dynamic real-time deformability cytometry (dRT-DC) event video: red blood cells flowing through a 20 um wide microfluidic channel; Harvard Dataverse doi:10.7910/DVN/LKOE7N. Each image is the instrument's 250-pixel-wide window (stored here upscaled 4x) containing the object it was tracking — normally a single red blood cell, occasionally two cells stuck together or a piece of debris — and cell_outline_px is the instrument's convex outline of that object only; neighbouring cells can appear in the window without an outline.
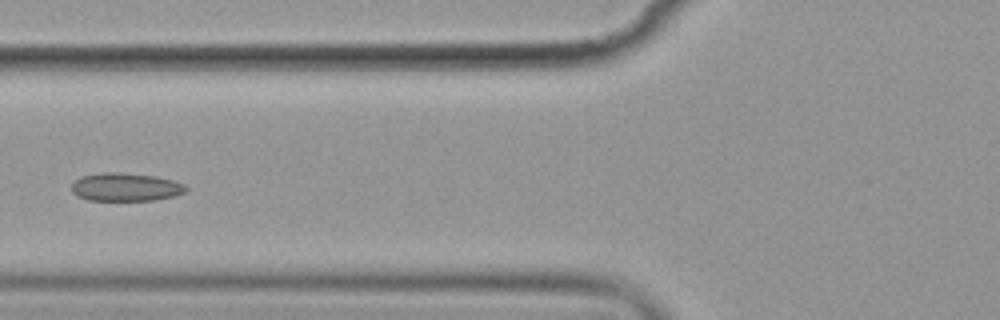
{"species": "common noctule bat (a hibernating species)", "species_latin": "Nyctalus noctula", "temperature_condition": "cold", "stored_images_in_passage": 10, "camera_frame_rate_fps": 3000, "um_per_image_px": 0.085, "animal": {"sex": "female", "body_mass_g": 19.9}, "frame": {"image": 1, "passage_image": 6, "time_ms": 6.667, "image_size_px": [1000, 320], "cell_outline_px": [[188, 192], [176, 196], [152, 200], [88, 200], [76, 196], [72, 192], [72, 184], [80, 176], [100, 172], [116, 172], [156, 176], [172, 180], [184, 184], [188, 188]], "centroid_in_image_um": [10.69, 15.9], "position_along_channel_um": 115.1, "area_um2": 18.96}}
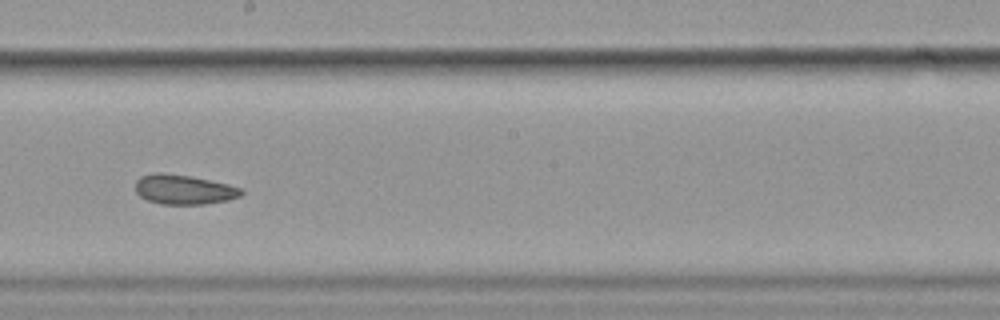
{"frame": {"image": 2, "passage_image": 9, "time_ms": 10.0, "image_size_px": [1000, 320], "cell_outline_px": [[244, 192], [240, 196], [228, 200], [204, 204], [160, 204], [148, 200], [140, 196], [136, 192], [136, 180], [140, 176], [156, 172], [160, 172], [192, 176], [228, 184], [244, 188]], "centroid_in_image_um": [15.64, 16.1], "position_along_channel_um": 232.6, "area_um2": 18.44}}
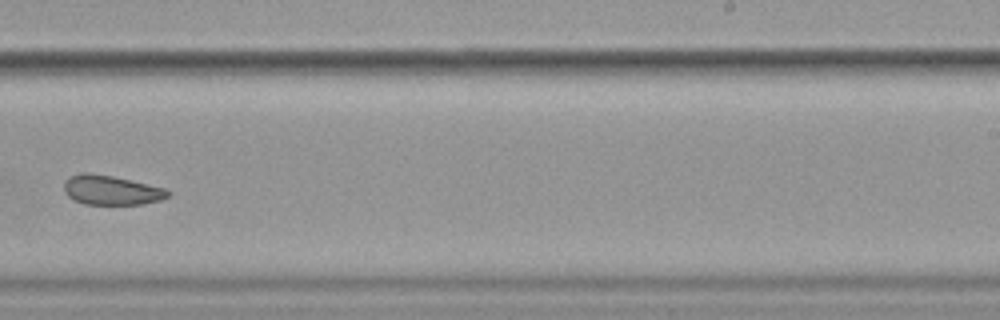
{"frame": {"image": 3, "passage_image": 10, "time_ms": 11.333, "image_size_px": [1000, 320], "cell_outline_px": [[172, 192], [168, 196], [160, 200], [144, 204], [84, 204], [72, 200], [64, 192], [64, 180], [72, 176], [84, 172], [88, 172], [112, 176], [168, 188]], "centroid_in_image_um": [9.47, 16.16], "position_along_channel_um": 279.5, "area_um2": 18.03}}